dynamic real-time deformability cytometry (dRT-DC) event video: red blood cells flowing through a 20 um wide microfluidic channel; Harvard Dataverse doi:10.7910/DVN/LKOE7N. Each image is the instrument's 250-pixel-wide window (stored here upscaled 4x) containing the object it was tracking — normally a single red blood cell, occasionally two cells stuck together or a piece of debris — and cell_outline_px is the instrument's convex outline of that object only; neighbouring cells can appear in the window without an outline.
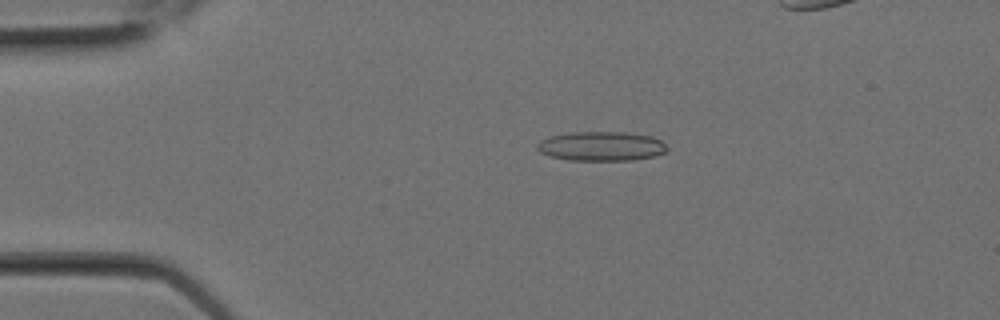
{"species": "Egyptian fruit bat (a non-hibernating species)", "species_latin": "Rousettus aegyptiacus", "temperature_condition": "room temperature", "stored_images_in_passage": 3, "camera_frame_rate_fps": 3000, "um_per_image_px": 0.085, "animal": {"sex": "female"}, "frame": {"image": 1, "passage_image": 2, "time_ms": 0.333, "image_size_px": [1000, 320], "cell_outline_px": [[668, 148], [664, 152], [652, 156], [632, 160], [568, 160], [548, 156], [540, 152], [536, 148], [536, 144], [540, 140], [548, 136], [568, 132], [624, 132], [652, 136], [660, 140]], "centroid_in_image_um": [51.04, 12.42], "position_along_channel_um": 34.0, "area_um2": 22.31}}